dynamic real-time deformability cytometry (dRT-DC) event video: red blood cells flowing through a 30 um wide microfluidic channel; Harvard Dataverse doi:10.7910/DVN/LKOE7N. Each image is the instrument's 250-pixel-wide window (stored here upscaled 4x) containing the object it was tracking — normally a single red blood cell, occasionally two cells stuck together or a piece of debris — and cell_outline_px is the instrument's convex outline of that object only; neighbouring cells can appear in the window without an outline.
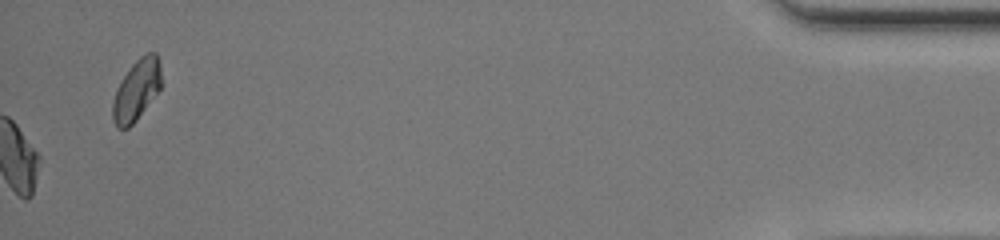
{"species": "common noctule bat (a hibernating species)", "species_latin": "Nyctalus noctula", "temperature_condition": "warm", "stored_images_in_passage": 50, "camera_frame_rate_fps": 3000, "um_per_image_px": 0.085, "animal": {"sex": "female", "body_mass_g": 20.0, "forearm_length_mm": 54.0}, "frame": {"image": 1, "passage_image": 50, "time_ms": 16.333, "image_size_px": [1000, 240], "cell_outline_px": [[160, 88], [136, 120], [128, 128], [116, 128], [112, 120], [112, 104], [116, 88], [120, 80], [132, 64], [140, 56], [148, 52], [156, 52], [160, 64]], "centroid_in_image_um": [11.57, 7.65], "position_along_channel_um": 423.6, "area_um2": 17.17}, "authors_computed_cell_mechanics": {"area_um2": 19.3919, "velocity_mm_per_s": 4.1247, "shape_relaxation_time_tau1_ms": 4.502, "shape_relaxation_time_tau2_ms": null, "deformation_change_tau1": 0.201, "deformation_change_tau2": null}}